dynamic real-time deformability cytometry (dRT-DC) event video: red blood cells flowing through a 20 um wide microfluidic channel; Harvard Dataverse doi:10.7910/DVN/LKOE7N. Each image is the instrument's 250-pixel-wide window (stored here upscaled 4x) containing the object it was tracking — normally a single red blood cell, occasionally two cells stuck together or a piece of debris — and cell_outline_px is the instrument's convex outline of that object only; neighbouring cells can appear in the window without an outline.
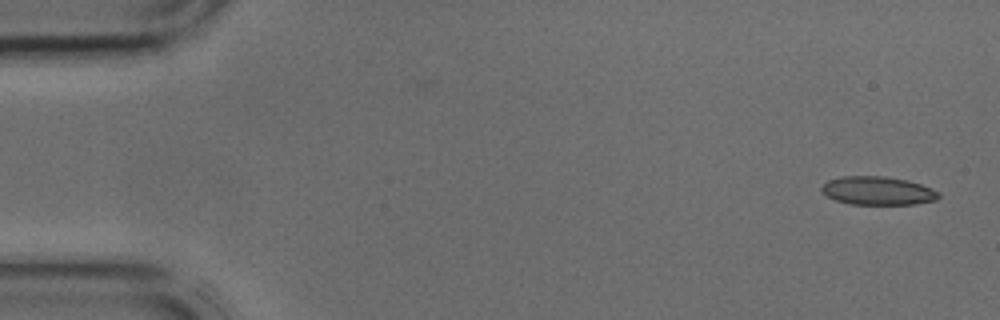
{"species": "common noctule bat (a hibernating species)", "species_latin": "Nyctalus noctula", "temperature_condition": "cold", "stored_images_in_passage": 11, "camera_frame_rate_fps": 3000, "um_per_image_px": 0.085, "animal": {"sex": "male", "body_mass_g": 17.9, "forearm_length_mm": 54.2}, "frame": {"image": 1, "passage_image": 1, "time_ms": 0.0, "image_size_px": [1000, 320], "cell_outline_px": [[940, 196], [936, 200], [916, 204], [852, 204], [836, 200], [828, 196], [820, 188], [828, 180], [844, 176], [884, 176], [908, 180], [932, 188], [940, 192]], "centroid_in_image_um": [74.65, 16.21], "position_along_channel_um": 10.3, "area_um2": 19.31}}
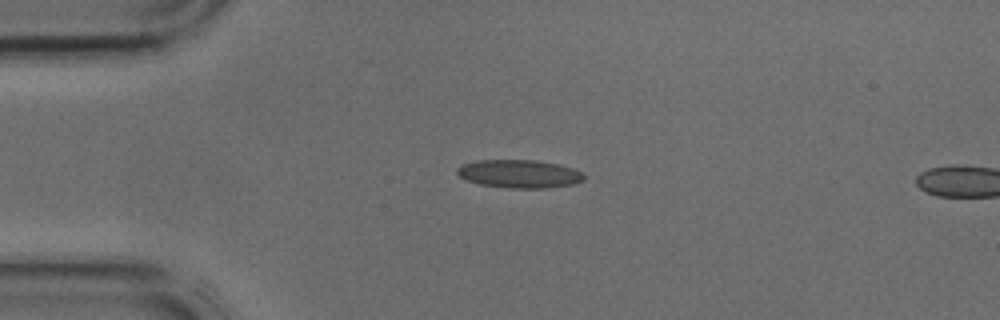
{"frame": {"image": 2, "passage_image": 9, "time_ms": 2.667, "image_size_px": [1000, 320], "cell_outline_px": [[584, 180], [572, 184], [548, 188], [508, 188], [480, 184], [468, 180], [460, 176], [456, 172], [456, 168], [464, 164], [476, 160], [536, 160], [576, 168], [584, 176]], "centroid_in_image_um": [44.15, 14.77], "position_along_channel_um": 40.9, "area_um2": 20.75}}